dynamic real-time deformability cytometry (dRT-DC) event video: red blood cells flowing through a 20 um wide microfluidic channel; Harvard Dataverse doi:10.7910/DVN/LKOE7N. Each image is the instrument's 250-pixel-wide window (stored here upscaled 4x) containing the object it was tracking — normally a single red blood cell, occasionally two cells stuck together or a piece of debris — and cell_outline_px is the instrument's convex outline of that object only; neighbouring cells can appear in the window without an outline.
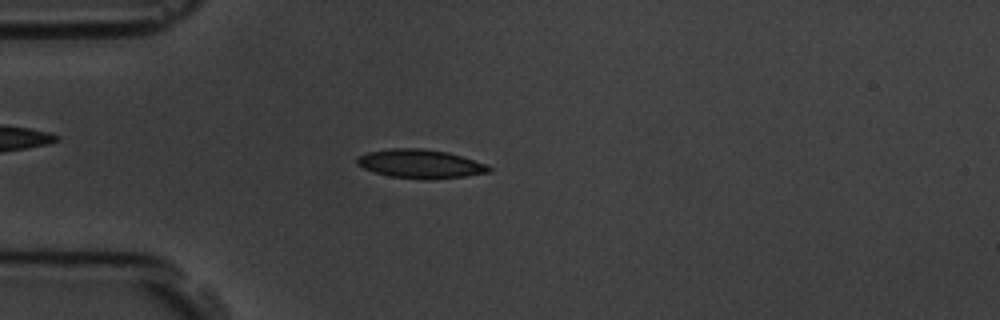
{"species": "common noctule bat (a hibernating species)", "species_latin": "Nyctalus noctula", "temperature_condition": "room temperature", "stored_images_in_passage": 5, "camera_frame_rate_fps": 3000, "um_per_image_px": 0.085, "animal": {"sex": "male", "body_mass_g": 19.5, "forearm_length_mm": 54.6}, "frame": {"image": 1, "passage_image": 5, "time_ms": 4.333, "image_size_px": [1000, 320], "cell_outline_px": [[492, 168], [488, 172], [464, 176], [428, 180], [420, 180], [392, 176], [376, 172], [364, 168], [356, 164], [356, 160], [360, 156], [368, 152], [392, 148], [424, 148], [448, 152], [484, 164]], "centroid_in_image_um": [35.7, 13.93], "position_along_channel_um": 49.3, "area_um2": 21.85}}